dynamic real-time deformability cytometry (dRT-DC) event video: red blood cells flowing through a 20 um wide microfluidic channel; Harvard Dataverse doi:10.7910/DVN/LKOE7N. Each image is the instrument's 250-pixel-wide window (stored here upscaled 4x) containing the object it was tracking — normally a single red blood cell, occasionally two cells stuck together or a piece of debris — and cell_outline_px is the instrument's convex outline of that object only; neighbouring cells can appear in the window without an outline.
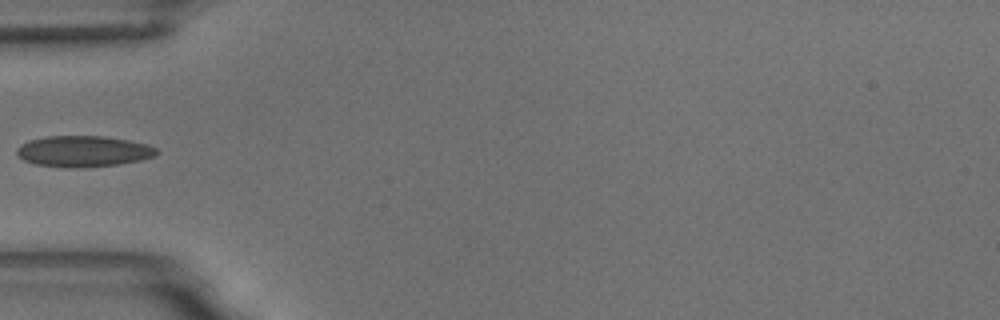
{"species": "common noctule bat (a hibernating species)", "species_latin": "Nyctalus noctula", "temperature_condition": "room temperature", "stored_images_in_passage": 6, "camera_frame_rate_fps": 3000, "um_per_image_px": 0.085, "animal": {"sex": "male", "body_mass_g": 18.8}, "frame": {"image": 1, "passage_image": 5, "time_ms": 5.667, "image_size_px": [1000, 320], "cell_outline_px": [[160, 152], [156, 156], [140, 160], [120, 164], [84, 168], [68, 168], [36, 164], [24, 160], [16, 152], [16, 148], [20, 144], [28, 140], [44, 136], [104, 136], [128, 140], [148, 144], [156, 148]], "centroid_in_image_um": [7.1, 12.86], "position_along_channel_um": 77.9, "area_um2": 25.61}}
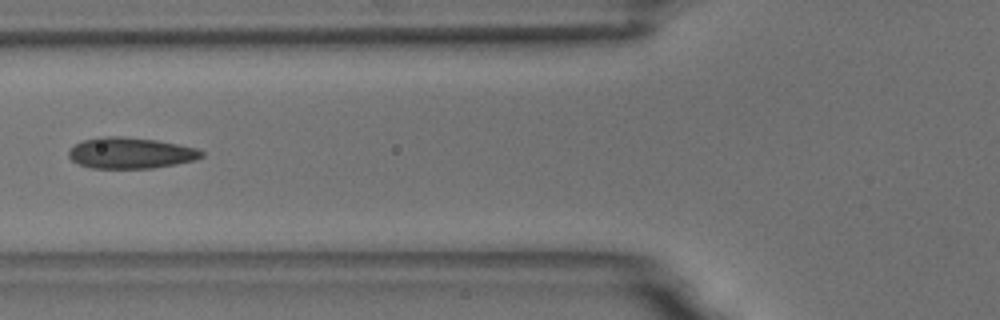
{"frame": {"image": 2, "passage_image": 6, "time_ms": 6.667, "image_size_px": [1000, 320], "cell_outline_px": [[204, 156], [196, 160], [176, 164], [152, 168], [88, 168], [72, 160], [68, 156], [68, 152], [76, 144], [84, 140], [100, 136], [124, 136], [156, 140], [196, 148], [204, 152]], "centroid_in_image_um": [11.11, 13.0], "position_along_channel_um": 114.7, "area_um2": 24.04}}